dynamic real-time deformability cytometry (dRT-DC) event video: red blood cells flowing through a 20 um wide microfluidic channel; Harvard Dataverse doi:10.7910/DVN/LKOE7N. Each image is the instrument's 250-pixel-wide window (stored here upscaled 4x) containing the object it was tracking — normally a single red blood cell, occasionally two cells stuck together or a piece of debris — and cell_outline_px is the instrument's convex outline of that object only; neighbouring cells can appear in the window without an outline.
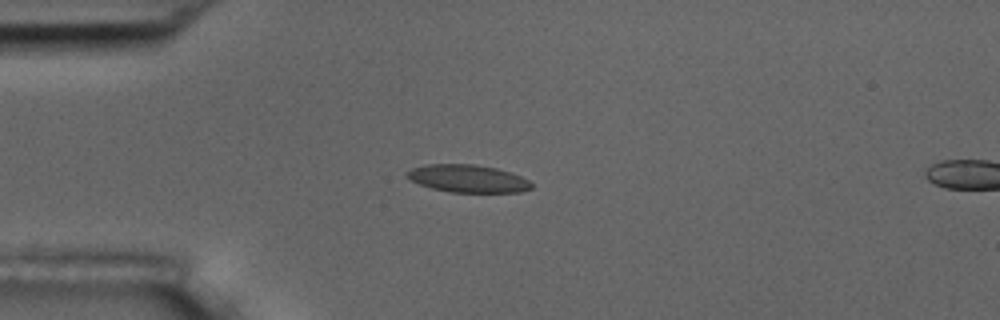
{"species": "common noctule bat (a hibernating species)", "species_latin": "Nyctalus noctula", "temperature_condition": "room temperature", "stored_images_in_passage": 16, "camera_frame_rate_fps": 3000, "um_per_image_px": 0.085, "animal": {"sex": "male", "body_mass_g": 17.5, "forearm_length_mm": 52.3}, "frame": {"image": 1, "passage_image": 14, "time_ms": 4.333, "image_size_px": [1000, 320], "cell_outline_px": [[532, 188], [520, 192], [452, 192], [432, 188], [408, 180], [404, 176], [412, 168], [424, 164], [476, 164], [496, 168], [520, 176], [528, 180], [532, 184]], "centroid_in_image_um": [39.73, 15.17], "position_along_channel_um": 45.3, "area_um2": 20.0}}